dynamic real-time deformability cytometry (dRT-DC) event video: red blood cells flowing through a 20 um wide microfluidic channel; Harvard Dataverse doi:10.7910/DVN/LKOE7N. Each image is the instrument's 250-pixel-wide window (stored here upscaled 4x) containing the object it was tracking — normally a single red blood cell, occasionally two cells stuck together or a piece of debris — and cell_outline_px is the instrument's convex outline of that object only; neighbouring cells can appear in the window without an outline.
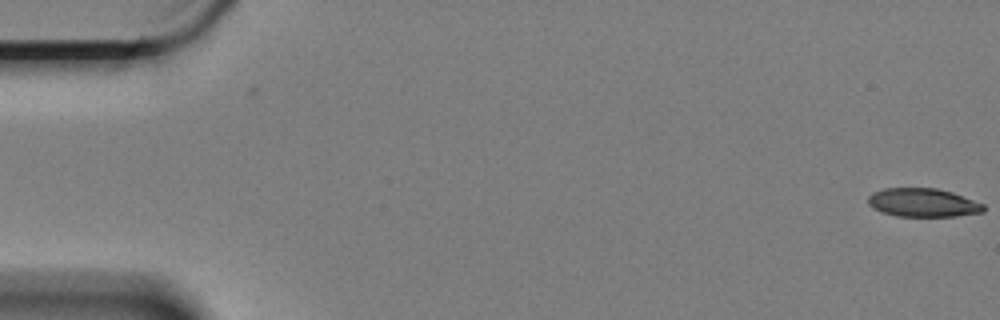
{"species": "Egyptian fruit bat (a non-hibernating species)", "species_latin": "Rousettus aegyptiacus", "temperature_condition": "cold", "stored_images_in_passage": 60, "camera_frame_rate_fps": 3000, "um_per_image_px": 0.085, "animal": {"sex": "female"}, "frame": {"image": 1, "passage_image": 1, "time_ms": 0.0, "image_size_px": [1000, 320], "cell_outline_px": [[984, 212], [956, 216], [896, 216], [880, 212], [872, 208], [868, 204], [868, 196], [872, 192], [884, 188], [936, 188], [952, 192], [984, 204]], "centroid_in_image_um": [78.41, 17.22], "position_along_channel_um": 6.6, "area_um2": 19.31}}
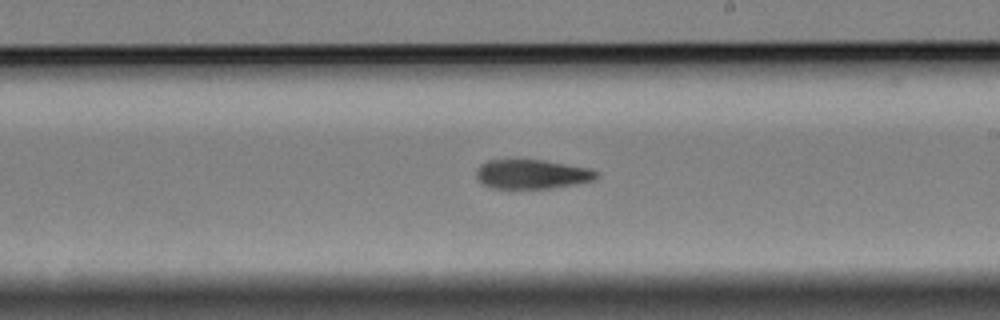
{"frame": {"image": 2, "passage_image": 35, "time_ms": 11.333, "image_size_px": [1000, 320], "cell_outline_px": [[600, 176], [596, 180], [576, 184], [552, 188], [492, 188], [484, 184], [476, 176], [476, 172], [480, 164], [488, 160], [544, 160], [592, 168], [600, 172]], "centroid_in_image_um": [45.31, 14.8], "position_along_channel_um": 243.7, "area_um2": 20.69}}
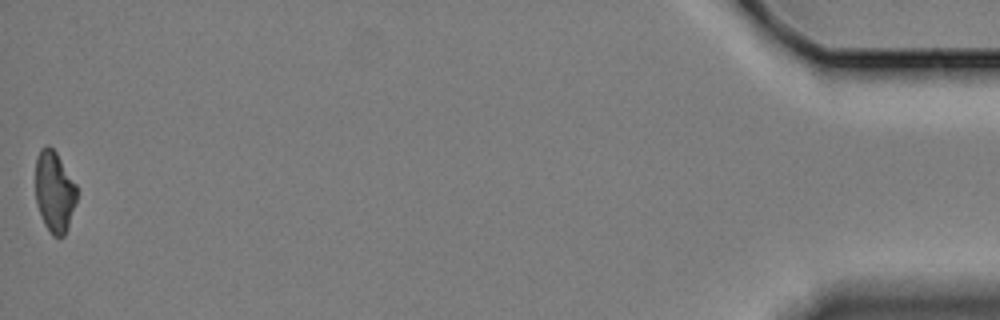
{"frame": {"image": 3, "passage_image": 60, "time_ms": 19.667, "image_size_px": [1000, 320], "cell_outline_px": [[76, 204], [68, 228], [64, 236], [52, 236], [44, 224], [36, 204], [36, 156], [40, 148], [44, 144], [48, 144], [56, 152], [76, 184]], "centroid_in_image_um": [4.62, 16.28], "position_along_channel_um": 430.6, "area_um2": 19.71}, "authors_computed_cell_mechanics": {"area_um2": 21.1259, "velocity_mm_per_s": 3.3649, "shape_relaxation_time_tau1_ms": 4.6411, "shape_relaxation_time_tau2_ms": 8.1807, "deformation_change_tau1": 0.1445, "deformation_change_tau2": 0.1653}}